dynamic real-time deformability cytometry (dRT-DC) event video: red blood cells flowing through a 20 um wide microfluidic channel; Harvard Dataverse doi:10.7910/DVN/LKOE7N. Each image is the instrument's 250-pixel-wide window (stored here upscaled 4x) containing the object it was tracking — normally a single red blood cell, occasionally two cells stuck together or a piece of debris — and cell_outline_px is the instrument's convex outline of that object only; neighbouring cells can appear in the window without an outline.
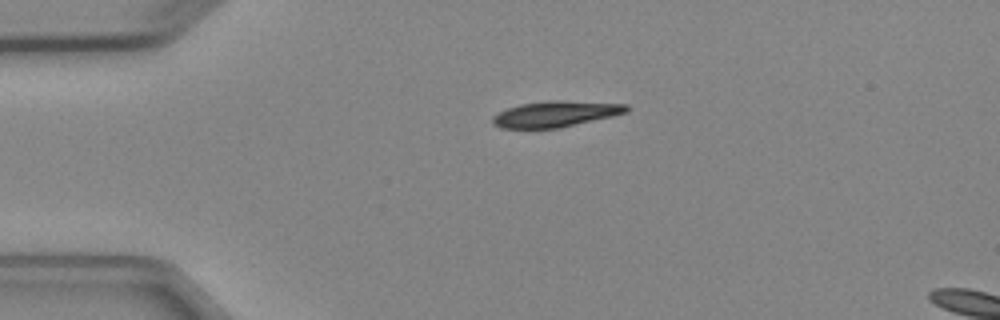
{"species": "Egyptian fruit bat (a non-hibernating species)", "species_latin": "Rousettus aegyptiacus", "temperature_condition": "cold", "stored_images_in_passage": 2, "camera_frame_rate_fps": 3000, "um_per_image_px": 0.085, "animal": {"sex": "female"}, "frame": {"image": 1, "passage_image": 1, "time_ms": 0.0, "image_size_px": [1000, 320], "cell_outline_px": [[628, 112], [612, 116], [560, 128], [500, 128], [492, 124], [492, 116], [508, 108], [520, 104], [548, 100], [560, 100], [628, 104]], "centroid_in_image_um": [47.21, 9.68], "position_along_channel_um": 37.8, "area_um2": 20.23}}